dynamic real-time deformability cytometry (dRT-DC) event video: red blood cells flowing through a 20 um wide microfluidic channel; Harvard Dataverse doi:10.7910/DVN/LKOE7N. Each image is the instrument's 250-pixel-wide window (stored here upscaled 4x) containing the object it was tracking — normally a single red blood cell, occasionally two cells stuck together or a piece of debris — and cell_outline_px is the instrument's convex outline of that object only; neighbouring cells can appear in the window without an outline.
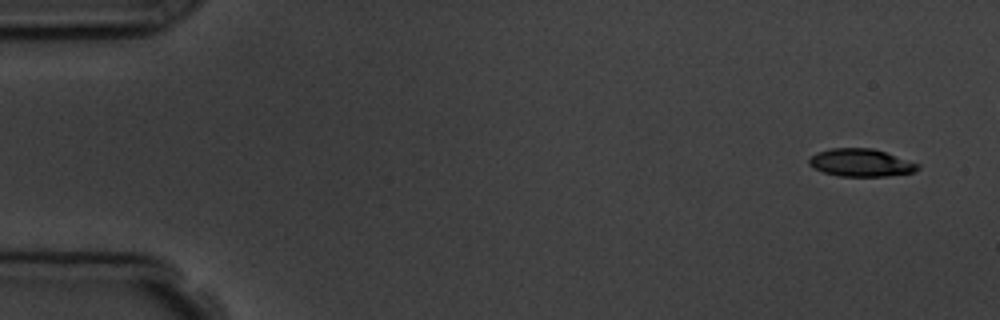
{"species": "common noctule bat (a hibernating species)", "species_latin": "Nyctalus noctula", "temperature_condition": "room temperature", "stored_images_in_passage": 7, "camera_frame_rate_fps": 3000, "um_per_image_px": 0.085, "animal": {"sex": "male", "body_mass_g": 19.5, "forearm_length_mm": 54.6}, "frame": {"image": 1, "passage_image": 1, "time_ms": 0.0, "image_size_px": [1000, 320], "cell_outline_px": [[920, 168], [912, 172], [888, 176], [840, 176], [824, 172], [808, 164], [808, 160], [816, 152], [832, 148], [872, 148], [920, 164]], "centroid_in_image_um": [73.17, 13.83], "position_along_channel_um": 11.8, "area_um2": 17.34}}